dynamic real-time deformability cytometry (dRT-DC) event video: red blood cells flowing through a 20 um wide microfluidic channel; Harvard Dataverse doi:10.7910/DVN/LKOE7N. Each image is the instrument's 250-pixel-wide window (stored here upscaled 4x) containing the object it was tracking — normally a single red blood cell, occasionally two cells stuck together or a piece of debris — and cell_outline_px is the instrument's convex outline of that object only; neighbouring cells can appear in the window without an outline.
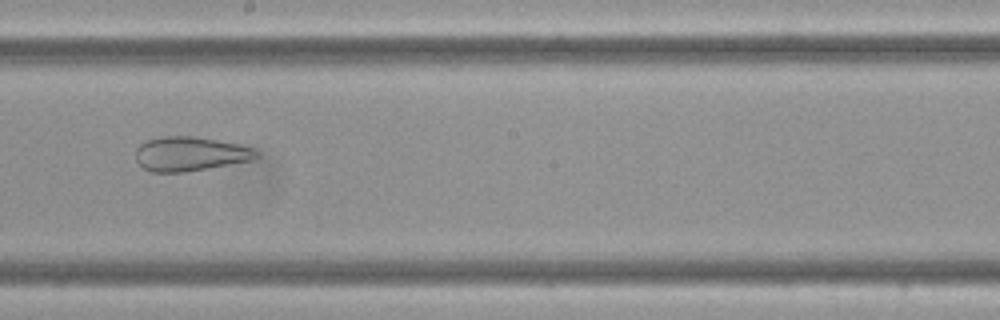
{"species": "Egyptian fruit bat (a non-hibernating species)", "species_latin": "Rousettus aegyptiacus", "temperature_condition": "cold", "stored_images_in_passage": 6, "camera_frame_rate_fps": 3000, "um_per_image_px": 0.085, "frame": {"image": 1, "passage_image": 6, "time_ms": 1.667, "image_size_px": [1000, 320], "cell_outline_px": [[260, 156], [252, 160], [208, 168], [180, 172], [152, 172], [144, 168], [136, 160], [136, 148], [140, 144], [148, 140], [160, 136], [192, 136], [216, 140], [236, 144], [252, 148], [260, 152]], "centroid_in_image_um": [16.15, 13.07], "position_along_channel_um": 232.0, "area_um2": 23.93}}